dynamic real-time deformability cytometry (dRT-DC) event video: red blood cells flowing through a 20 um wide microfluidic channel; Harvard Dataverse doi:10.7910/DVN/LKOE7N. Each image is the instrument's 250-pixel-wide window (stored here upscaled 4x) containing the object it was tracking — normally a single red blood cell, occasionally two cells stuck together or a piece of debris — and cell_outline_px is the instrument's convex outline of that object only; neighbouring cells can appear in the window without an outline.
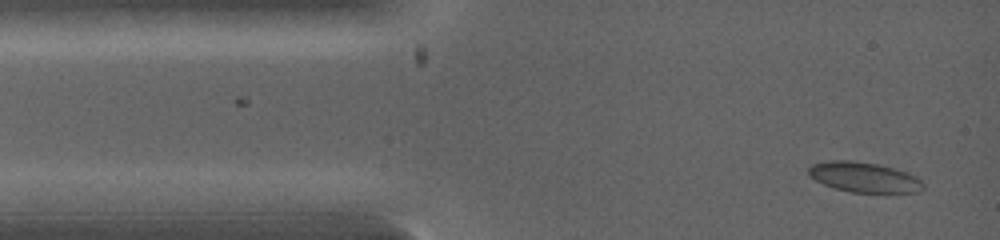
{"species": "common noctule bat (a hibernating species)", "species_latin": "Nyctalus noctula", "temperature_condition": "warm", "stored_images_in_passage": 6, "camera_frame_rate_fps": 5000, "um_per_image_px": 0.085, "animal": {"sex": "female", "body_mass_g": 19.0, "forearm_length_mm": 53.3}, "frame": {"image": 1, "passage_image": 1, "time_ms": 0.0, "image_size_px": [1000, 240], "cell_outline_px": [[924, 188], [920, 192], [852, 192], [836, 188], [824, 184], [808, 176], [808, 168], [812, 164], [832, 160], [848, 160], [876, 164], [908, 172], [916, 176], [924, 184]], "centroid_in_image_um": [73.45, 15.06], "position_along_channel_um": 11.6, "area_um2": 19.94}}
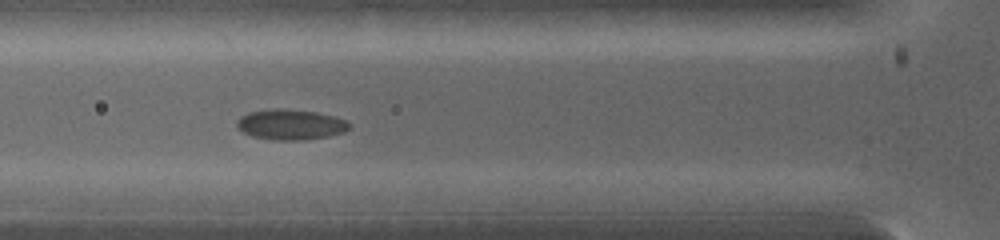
{"frame": {"image": 2, "passage_image": 5, "time_ms": 2.8, "image_size_px": [1000, 240], "cell_outline_px": [[352, 124], [344, 132], [328, 136], [300, 140], [276, 140], [252, 136], [244, 132], [236, 124], [236, 120], [240, 116], [248, 112], [276, 108], [284, 108], [316, 112], [332, 116], [344, 120]], "centroid_in_image_um": [24.68, 10.57], "position_along_channel_um": 101.1, "area_um2": 19.77}}
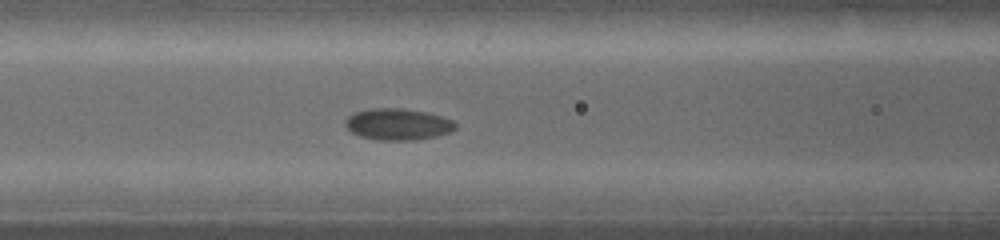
{"frame": {"image": 3, "passage_image": 6, "time_ms": 3.4, "image_size_px": [1000, 240], "cell_outline_px": [[456, 128], [448, 132], [436, 136], [412, 140], [380, 140], [360, 136], [352, 132], [344, 124], [344, 120], [352, 112], [368, 108], [400, 108], [428, 112], [452, 120], [456, 124]], "centroid_in_image_um": [33.77, 10.54], "position_along_channel_um": 132.8, "area_um2": 20.23}}